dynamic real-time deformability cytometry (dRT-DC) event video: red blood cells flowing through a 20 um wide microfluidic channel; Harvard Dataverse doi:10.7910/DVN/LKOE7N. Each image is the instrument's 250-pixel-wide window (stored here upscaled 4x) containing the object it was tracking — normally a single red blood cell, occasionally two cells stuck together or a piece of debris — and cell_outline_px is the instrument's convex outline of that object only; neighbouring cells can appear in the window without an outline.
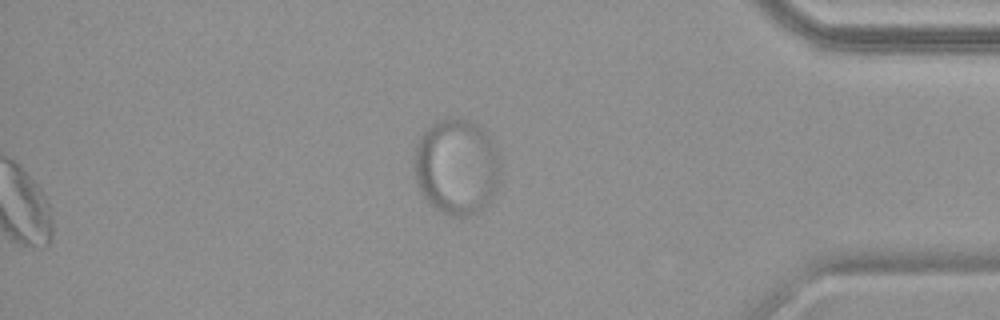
{"species": "common noctule bat (a hibernating species)", "species_latin": "Nyctalus noctula", "temperature_condition": "warm", "stored_images_in_passage": 42, "segment_of_instrument_passage": [2, 2], "camera_frame_rate_fps": 3000, "um_per_image_px": 0.085, "animal": {"sex": "female", "body_mass_g": 19.9}, "frame": {"image": 1, "passage_image": 42, "time_ms": 13.667, "image_size_px": [1000, 320], "cell_outline_px": [[500, 180], [496, 192], [492, 200], [480, 212], [468, 216], [452, 216], [436, 208], [424, 196], [416, 180], [412, 152], [424, 128], [436, 120], [448, 116], [452, 116], [472, 120], [480, 124], [488, 132], [496, 144], [500, 164]], "centroid_in_image_um": [38.85, 14.1], "position_along_channel_um": 396.4, "area_um2": 49.71}}